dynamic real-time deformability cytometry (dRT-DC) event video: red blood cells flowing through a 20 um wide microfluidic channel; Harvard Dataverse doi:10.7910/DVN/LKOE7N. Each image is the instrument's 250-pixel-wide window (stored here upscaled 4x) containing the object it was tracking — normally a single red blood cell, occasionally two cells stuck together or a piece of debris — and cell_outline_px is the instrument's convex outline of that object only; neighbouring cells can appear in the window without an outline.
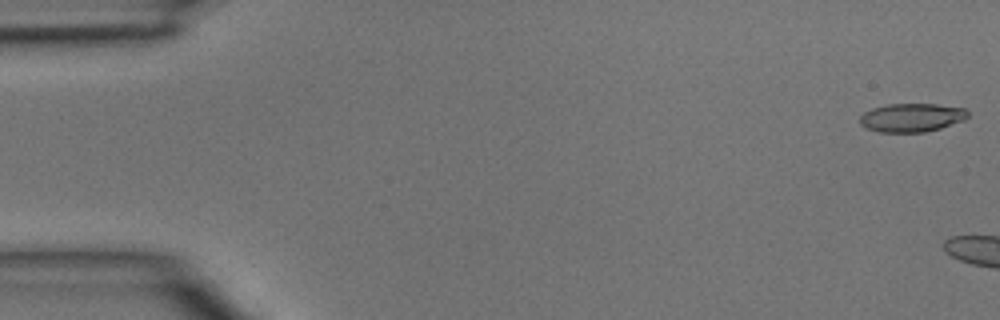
{"species": "common noctule bat (a hibernating species)", "species_latin": "Nyctalus noctula", "temperature_condition": "room temperature", "stored_images_in_passage": 8, "camera_frame_rate_fps": 3000, "um_per_image_px": 0.085, "animal": {"sex": "male", "body_mass_g": 15.6}, "frame": {"image": 1, "passage_image": 1, "time_ms": 0.0, "image_size_px": [1000, 320], "cell_outline_px": [[968, 116], [964, 120], [940, 128], [924, 132], [880, 132], [868, 128], [860, 124], [860, 116], [864, 112], [872, 108], [888, 104], [936, 104], [964, 108], [968, 112]], "centroid_in_image_um": [77.49, 9.99], "position_along_channel_um": 7.5, "area_um2": 17.86}}